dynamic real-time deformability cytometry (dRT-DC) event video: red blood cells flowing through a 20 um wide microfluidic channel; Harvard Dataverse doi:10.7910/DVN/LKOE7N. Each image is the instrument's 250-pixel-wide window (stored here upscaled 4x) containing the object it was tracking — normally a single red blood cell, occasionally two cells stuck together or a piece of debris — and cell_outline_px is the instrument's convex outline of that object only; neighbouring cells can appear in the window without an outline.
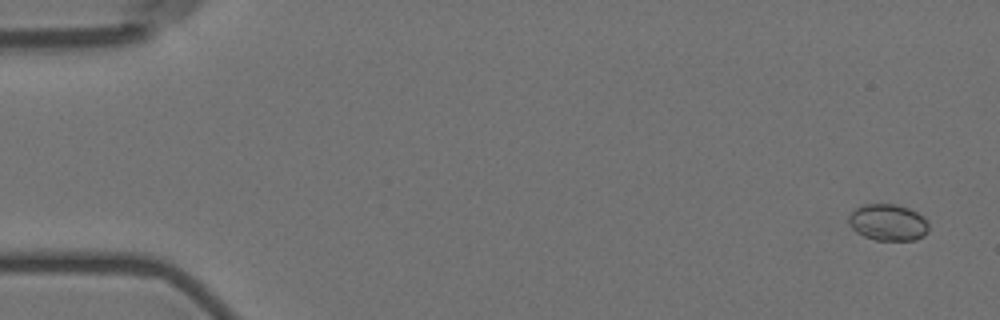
{"species": "Egyptian fruit bat (a non-hibernating species)", "species_latin": "Rousettus aegyptiacus", "temperature_condition": "room temperature", "stored_images_in_passage": 11, "camera_frame_rate_fps": 3000, "um_per_image_px": 0.085, "animal": {"sex": "female"}, "frame": {"image": 1, "passage_image": 1, "time_ms": 0.0, "image_size_px": [1000, 320], "cell_outline_px": [[928, 232], [924, 236], [916, 240], [876, 240], [864, 236], [856, 232], [848, 224], [848, 216], [856, 208], [864, 204], [896, 204], [908, 208], [924, 216], [928, 224]], "centroid_in_image_um": [75.48, 18.91], "position_along_channel_um": 9.5, "area_um2": 17.17}}
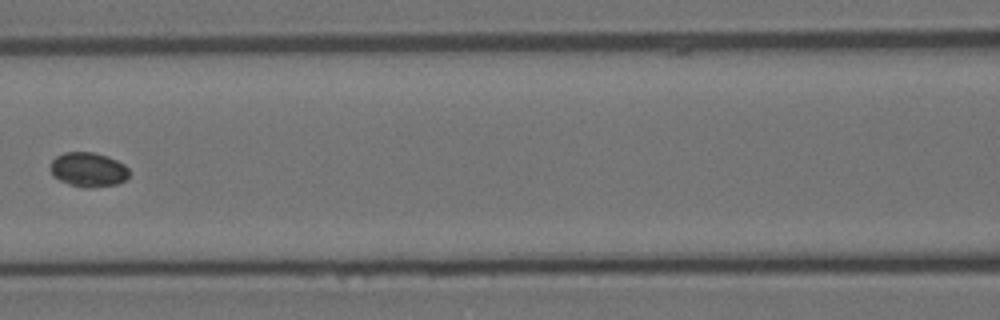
{"frame": {"image": 2, "passage_image": 7, "time_ms": 8.0, "image_size_px": [1000, 320], "cell_outline_px": [[128, 176], [124, 180], [116, 184], [92, 188], [84, 188], [68, 184], [52, 176], [48, 168], [52, 160], [56, 156], [64, 152], [92, 152], [108, 156], [124, 164], [128, 168]], "centroid_in_image_um": [7.46, 14.42], "position_along_channel_um": 159.1, "area_um2": 16.01}}
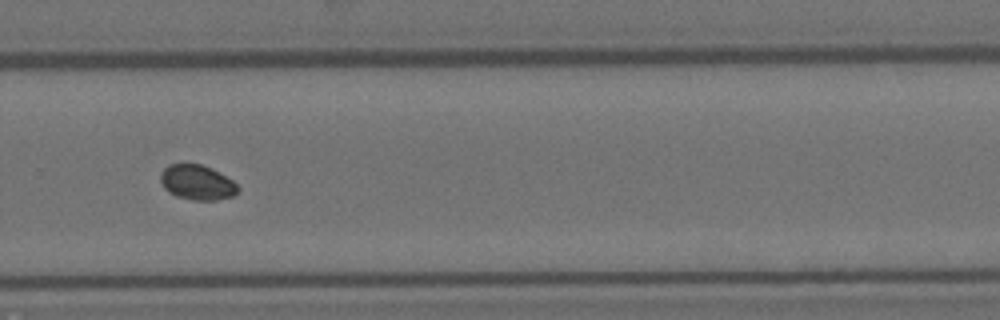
{"frame": {"image": 3, "passage_image": 11, "time_ms": 12.333, "image_size_px": [1000, 320], "cell_outline_px": [[240, 192], [236, 196], [216, 200], [192, 200], [176, 196], [168, 192], [164, 188], [160, 180], [160, 172], [168, 164], [200, 164], [212, 168], [232, 180], [240, 188]], "centroid_in_image_um": [16.77, 15.52], "position_along_channel_um": 313.0, "area_um2": 16.01}}